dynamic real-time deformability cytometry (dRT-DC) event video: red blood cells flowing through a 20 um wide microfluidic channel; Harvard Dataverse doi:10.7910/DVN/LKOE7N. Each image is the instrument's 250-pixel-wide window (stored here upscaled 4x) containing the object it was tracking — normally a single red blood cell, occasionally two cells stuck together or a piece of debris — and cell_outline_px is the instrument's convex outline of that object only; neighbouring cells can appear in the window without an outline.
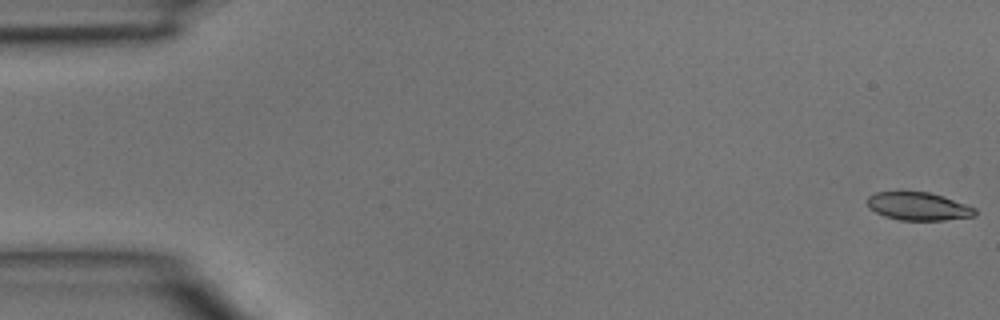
{"species": "common noctule bat (a hibernating species)", "species_latin": "Nyctalus noctula", "temperature_condition": "room temperature", "stored_images_in_passage": 10, "camera_frame_rate_fps": 3000, "um_per_image_px": 0.085, "animal": {"sex": "male", "body_mass_g": 15.6}, "frame": {"image": 1, "passage_image": 1, "time_ms": 0.0, "image_size_px": [1000, 320], "cell_outline_px": [[976, 216], [944, 220], [900, 220], [884, 216], [868, 208], [868, 196], [876, 192], [928, 192], [976, 208]], "centroid_in_image_um": [78.04, 17.55], "position_along_channel_um": 7.0, "area_um2": 17.34}}